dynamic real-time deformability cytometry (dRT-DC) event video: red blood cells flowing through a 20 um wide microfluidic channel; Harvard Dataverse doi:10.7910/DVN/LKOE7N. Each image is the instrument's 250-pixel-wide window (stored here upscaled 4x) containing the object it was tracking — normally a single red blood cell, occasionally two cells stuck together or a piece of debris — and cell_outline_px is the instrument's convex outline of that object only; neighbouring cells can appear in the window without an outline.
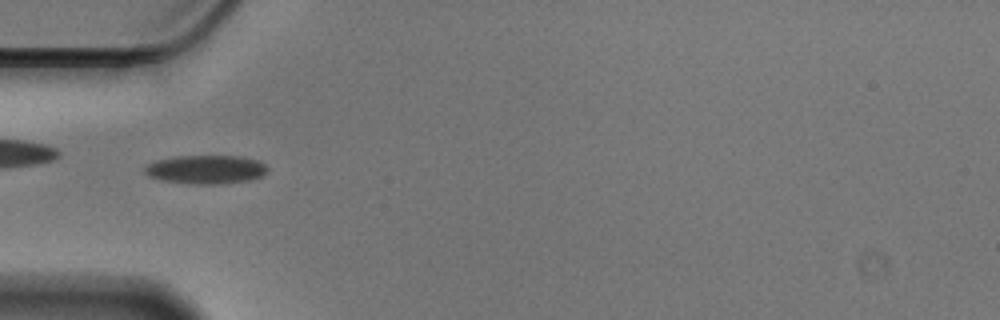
{"species": "Egyptian fruit bat (a non-hibernating species)", "species_latin": "Rousettus aegyptiacus", "temperature_condition": "cold", "stored_images_in_passage": 56, "camera_frame_rate_fps": 3000, "um_per_image_px": 0.085, "animal": {"sex": "male"}, "frame": {"image": 1, "passage_image": 17, "time_ms": 5.333, "image_size_px": [1000, 320], "cell_outline_px": [[268, 172], [260, 176], [248, 180], [220, 184], [192, 184], [164, 180], [148, 176], [144, 172], [144, 168], [148, 164], [156, 160], [176, 156], [240, 156], [260, 160], [268, 168]], "centroid_in_image_um": [17.52, 14.4], "position_along_channel_um": 67.5, "area_um2": 20.52}}
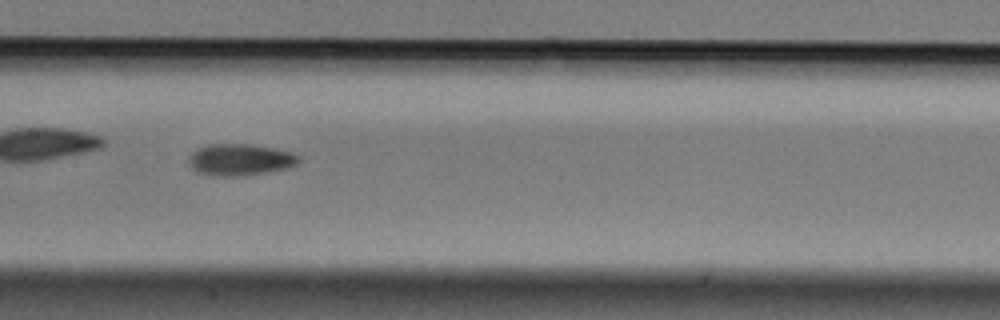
{"frame": {"image": 2, "passage_image": 27, "time_ms": 8.667, "image_size_px": [1000, 320], "cell_outline_px": [[300, 160], [296, 164], [288, 168], [268, 172], [244, 176], [212, 176], [196, 172], [192, 168], [188, 160], [192, 152], [208, 144], [252, 144], [276, 148], [300, 156]], "centroid_in_image_um": [20.41, 13.58], "position_along_channel_um": 187.0, "area_um2": 20.4}}
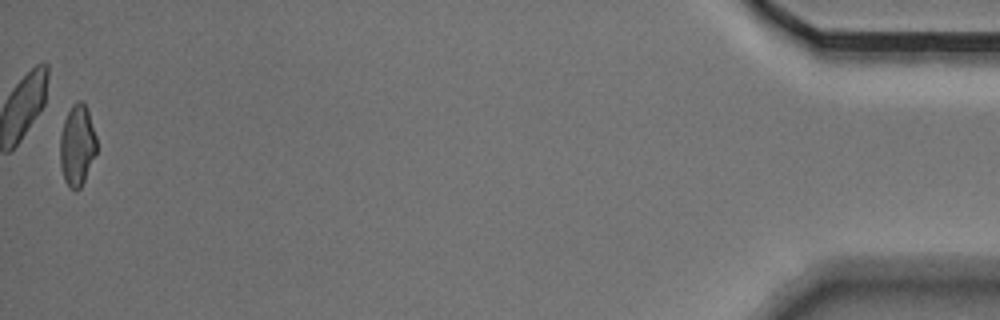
{"frame": {"image": 3, "passage_image": 55, "time_ms": 18.0, "image_size_px": [1000, 320], "cell_outline_px": [[96, 152], [84, 180], [80, 188], [76, 192], [68, 188], [64, 180], [60, 164], [60, 136], [64, 120], [72, 104], [76, 100], [80, 100], [84, 104], [88, 112], [96, 136]], "centroid_in_image_um": [6.54, 12.38], "position_along_channel_um": 428.7, "area_um2": 17.22}, "authors_computed_cell_mechanics": {"area_um2": 18.5538, "velocity_mm_per_s": 3.5632, "shape_relaxation_time_tau1_ms": 5.1849, "shape_relaxation_time_tau2_ms": 5.1239, "deformation_change_tau1": 0.1242, "deformation_change_tau2": 0.1073}}